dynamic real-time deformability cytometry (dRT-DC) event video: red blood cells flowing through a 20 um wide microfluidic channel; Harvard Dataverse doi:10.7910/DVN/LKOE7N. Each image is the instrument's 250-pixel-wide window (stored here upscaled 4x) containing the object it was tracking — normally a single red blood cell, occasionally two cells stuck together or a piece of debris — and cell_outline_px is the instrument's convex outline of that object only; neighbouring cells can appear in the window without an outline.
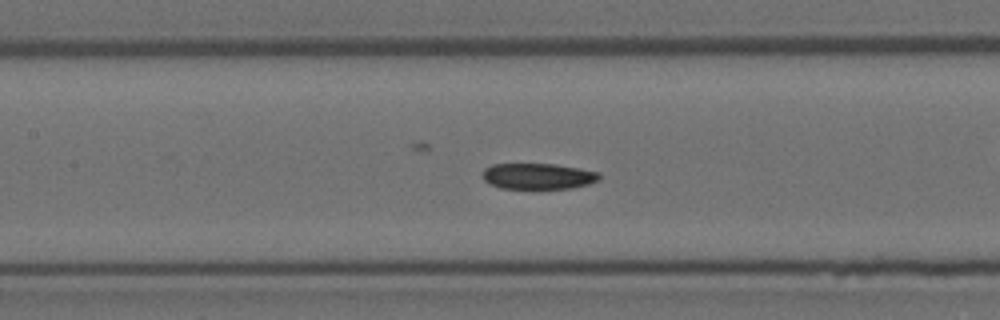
{"species": "Egyptian fruit bat (a non-hibernating species)", "species_latin": "Rousettus aegyptiacus", "temperature_condition": "room temperature", "stored_images_in_passage": 50, "camera_frame_rate_fps": 3000, "um_per_image_px": 0.085, "animal": {"sex": "female"}, "frame": {"image": 1, "passage_image": 22, "time_ms": 7.0, "image_size_px": [1000, 320], "cell_outline_px": [[600, 180], [588, 184], [572, 188], [500, 188], [488, 184], [480, 176], [484, 168], [492, 164], [552, 164], [580, 168], [600, 172]], "centroid_in_image_um": [45.7, 14.97], "position_along_channel_um": 161.7, "area_um2": 17.8}}